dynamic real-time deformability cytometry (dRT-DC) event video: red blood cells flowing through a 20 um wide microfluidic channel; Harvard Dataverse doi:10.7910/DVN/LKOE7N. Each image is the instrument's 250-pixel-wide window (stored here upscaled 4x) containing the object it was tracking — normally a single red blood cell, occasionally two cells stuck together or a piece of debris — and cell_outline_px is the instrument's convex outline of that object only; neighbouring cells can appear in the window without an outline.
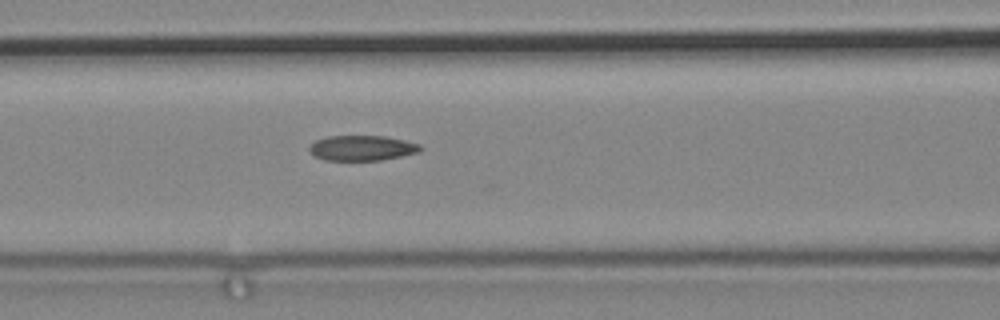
{"species": "common noctule bat (a hibernating species)", "species_latin": "Nyctalus noctula", "temperature_condition": "cold", "stored_images_in_passage": 4, "camera_frame_rate_fps": 3000, "um_per_image_px": 0.085, "animal": {"sex": "male", "body_mass_g": 19.2, "forearm_length_mm": 51.8}, "frame": {"image": 1, "passage_image": 4, "time_ms": 1.0, "image_size_px": [1000, 320], "cell_outline_px": [[424, 148], [420, 152], [380, 160], [324, 160], [316, 156], [308, 148], [316, 140], [328, 136], [384, 136], [404, 140], [420, 144]], "centroid_in_image_um": [30.81, 12.58], "position_along_channel_um": 135.8, "area_um2": 16.18}}